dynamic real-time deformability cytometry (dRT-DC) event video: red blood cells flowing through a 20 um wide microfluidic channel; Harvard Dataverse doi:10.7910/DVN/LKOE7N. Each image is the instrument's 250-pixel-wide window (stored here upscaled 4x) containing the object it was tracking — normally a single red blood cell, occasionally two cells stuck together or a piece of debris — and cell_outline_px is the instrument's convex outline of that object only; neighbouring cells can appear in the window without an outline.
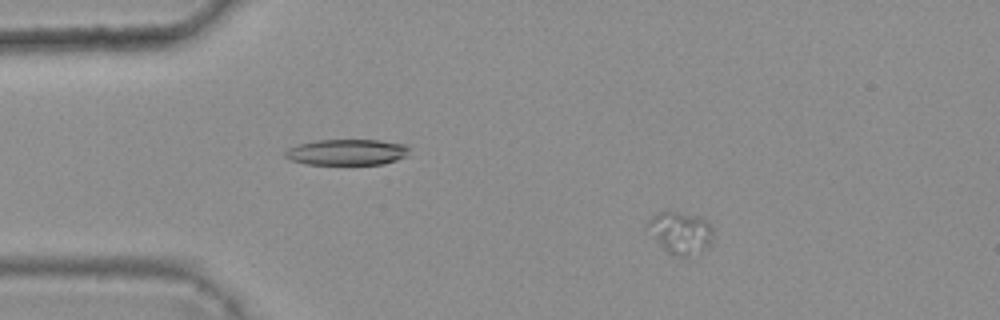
{"species": "common noctule bat (a hibernating species)", "species_latin": "Nyctalus noctula", "temperature_condition": "warm", "stored_images_in_passage": 6, "camera_frame_rate_fps": 3000, "um_per_image_px": 0.085, "animal": {"sex": "female", "body_mass_g": 25.1}, "frame": {"image": 1, "passage_image": 2, "time_ms": 0.333, "image_size_px": [1000, 320], "cell_outline_px": [[712, 244], [688, 260], [676, 256], [668, 252], [660, 244], [644, 224], [652, 216], [660, 212], [676, 212], [696, 216], [708, 220], [712, 228]], "centroid_in_image_um": [57.87, 19.82], "position_along_channel_um": 27.1, "area_um2": 16.24}}
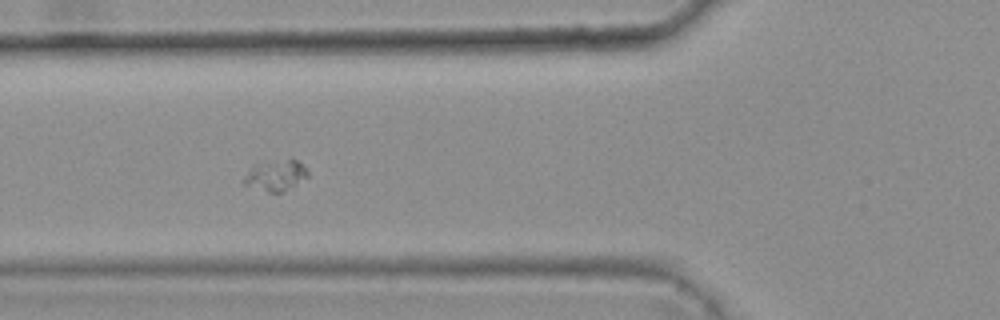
{"frame": {"image": 2, "passage_image": 5, "time_ms": 1.333, "image_size_px": [1000, 320], "cell_outline_px": [[308, 176], [280, 192], [268, 192], [244, 184], [244, 180], [252, 164], [292, 156], [308, 172]], "centroid_in_image_um": [23.42, 14.84], "position_along_channel_um": 102.4, "area_um2": 11.33}}
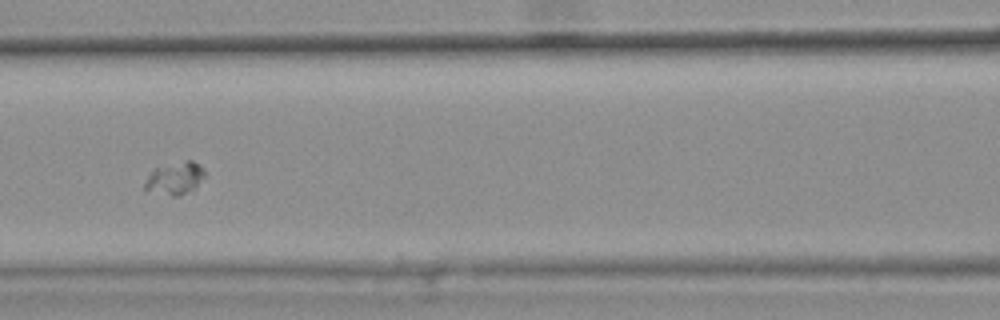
{"frame": {"image": 3, "passage_image": 6, "time_ms": 1.667, "image_size_px": [1000, 320], "cell_outline_px": [[204, 176], [192, 188], [180, 196], [172, 196], [144, 188], [144, 184], [148, 176], [156, 168], [188, 160], [192, 160], [204, 168]], "centroid_in_image_um": [14.88, 15.14], "position_along_channel_um": 151.7, "area_um2": 10.69}}